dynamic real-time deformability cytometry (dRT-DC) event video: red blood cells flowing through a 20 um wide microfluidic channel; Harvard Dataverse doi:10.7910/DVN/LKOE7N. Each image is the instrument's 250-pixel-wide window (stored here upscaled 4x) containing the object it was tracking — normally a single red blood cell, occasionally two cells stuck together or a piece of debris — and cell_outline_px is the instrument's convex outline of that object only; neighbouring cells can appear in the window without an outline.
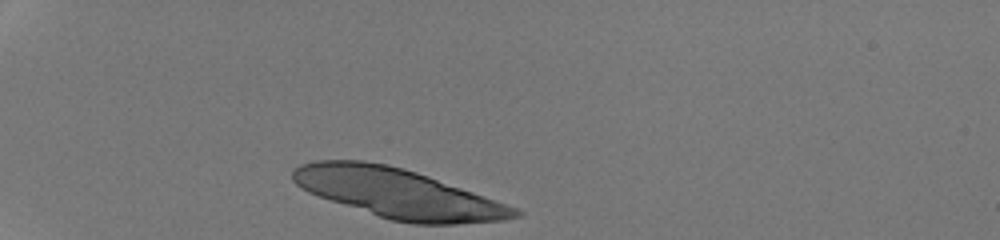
{"species": "human", "species_latin": "Homo sapiens", "temperature_condition": "room temperature", "stored_images_in_passage": 30, "camera_frame_rate_fps": 3000, "um_per_image_px": 0.085, "donor": {"sex": "male"}, "frame": {"image": 1, "passage_image": 1, "time_ms": 0.0, "image_size_px": [1000, 240], "cell_outline_px": [[524, 212], [520, 216], [504, 220], [456, 224], [412, 224], [392, 220], [308, 192], [296, 184], [292, 180], [292, 172], [300, 164], [316, 160], [364, 160], [388, 164], [404, 168], [428, 176], [516, 208]], "centroid_in_image_um": [33.82, 16.42], "position_along_channel_um": 51.2, "area_um2": 63.0}}
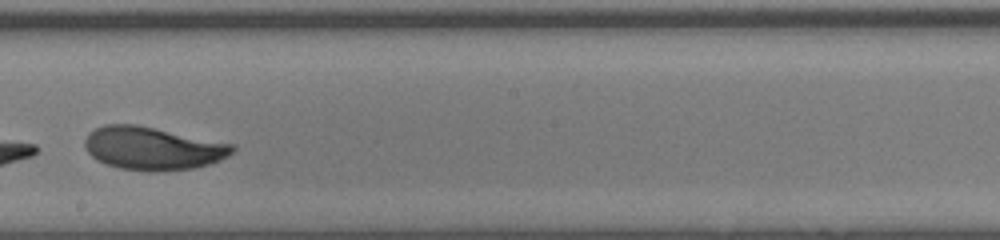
{"frame": {"image": 2, "passage_image": 18, "time_ms": 5.667, "image_size_px": [1000, 240], "cell_outline_px": [[236, 148], [228, 156], [220, 160], [208, 164], [192, 168], [152, 172], [148, 172], [120, 168], [96, 160], [84, 148], [84, 140], [88, 132], [104, 124], [136, 124], [236, 144]], "centroid_in_image_um": [12.97, 12.6], "position_along_channel_um": 235.2, "area_um2": 37.22}}
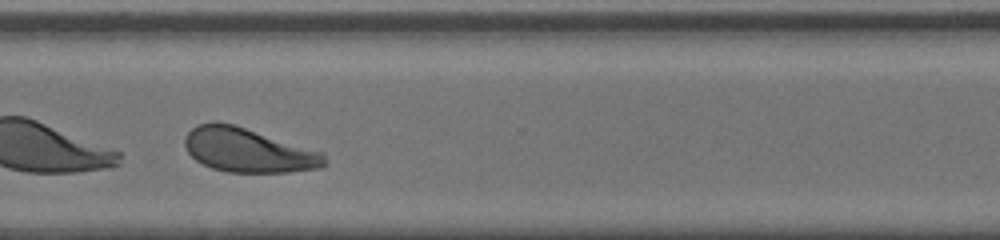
{"frame": {"image": 3, "passage_image": 26, "time_ms": 8.333, "image_size_px": [1000, 240], "cell_outline_px": [[324, 164], [320, 168], [288, 172], [228, 172], [212, 168], [196, 160], [188, 152], [184, 144], [184, 136], [196, 124], [232, 124], [324, 152]], "centroid_in_image_um": [21.09, 12.79], "position_along_channel_um": 349.5, "area_um2": 35.32}, "authors_computed_cell_mechanics": {"area_um2": 37.2232, "velocity_mm_per_s": 4.2644, "shape_relaxation_time_tau1_ms": 0.9682, "shape_relaxation_time_tau2_ms": 1.8739, "deformation_change_tau1": 0.2984, "deformation_change_tau2": 0.0835}}